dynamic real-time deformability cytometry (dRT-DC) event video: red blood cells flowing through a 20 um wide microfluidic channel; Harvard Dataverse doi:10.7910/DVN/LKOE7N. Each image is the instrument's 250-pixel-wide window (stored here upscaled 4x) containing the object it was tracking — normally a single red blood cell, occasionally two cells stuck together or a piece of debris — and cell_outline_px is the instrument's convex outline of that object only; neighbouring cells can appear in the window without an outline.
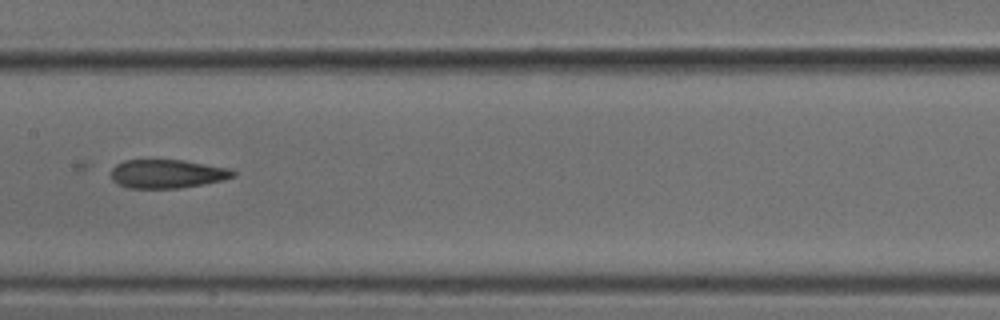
{"species": "common noctule bat (a hibernating species)", "species_latin": "Nyctalus noctula", "temperature_condition": "cold", "stored_images_in_passage": 23, "camera_frame_rate_fps": 3000, "um_per_image_px": 0.085, "animal": {"sex": "male", "body_mass_g": 18.8}, "frame": {"image": 1, "passage_image": 12, "time_ms": 3.667, "image_size_px": [1000, 320], "cell_outline_px": [[236, 176], [224, 180], [204, 184], [180, 188], [128, 188], [112, 180], [112, 168], [116, 164], [124, 160], [180, 160], [232, 168], [236, 172]], "centroid_in_image_um": [14.26, 14.77], "position_along_channel_um": 193.1, "area_um2": 20.46}}